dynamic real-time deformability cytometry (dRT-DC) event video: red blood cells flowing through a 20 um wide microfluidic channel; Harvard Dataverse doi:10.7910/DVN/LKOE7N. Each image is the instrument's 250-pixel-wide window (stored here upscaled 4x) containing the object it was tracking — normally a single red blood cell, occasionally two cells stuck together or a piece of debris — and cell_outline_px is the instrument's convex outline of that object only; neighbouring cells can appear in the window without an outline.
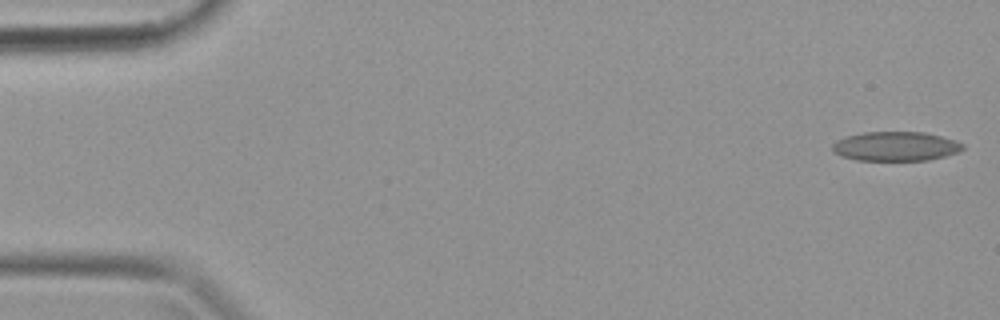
{"species": "common noctule bat (a hibernating species)", "species_latin": "Nyctalus noctula", "temperature_condition": "warm", "stored_images_in_passage": 40, "camera_frame_rate_fps": 3000, "um_per_image_px": 0.085, "animal": {"sex": "female", "body_mass_g": 19.9}, "frame": {"image": 1, "passage_image": 1, "time_ms": 0.0, "image_size_px": [1000, 320], "cell_outline_px": [[964, 148], [960, 152], [928, 160], [856, 160], [840, 156], [832, 152], [832, 144], [836, 140], [844, 136], [864, 132], [924, 132], [956, 140], [964, 144]], "centroid_in_image_um": [76.11, 12.43], "position_along_channel_um": 8.9, "area_um2": 22.48}}
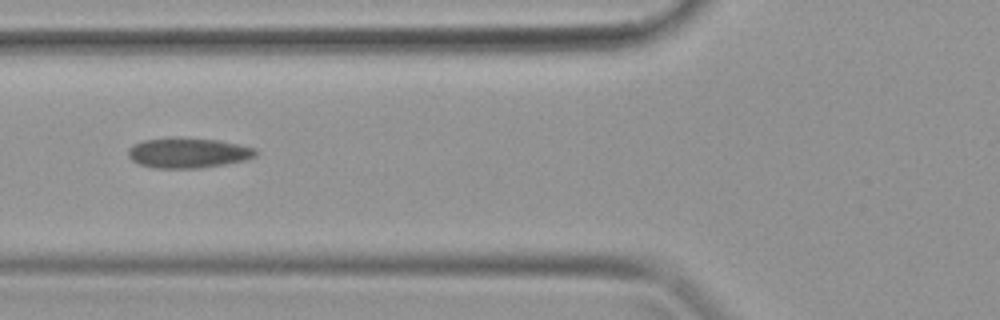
{"frame": {"image": 2, "passage_image": 15, "time_ms": 4.667, "image_size_px": [1000, 320], "cell_outline_px": [[256, 156], [248, 160], [200, 168], [152, 168], [140, 164], [132, 160], [128, 156], [128, 148], [132, 144], [144, 140], [168, 136], [172, 136], [220, 140], [256, 148]], "centroid_in_image_um": [15.97, 12.97], "position_along_channel_um": 109.8, "area_um2": 22.89}}
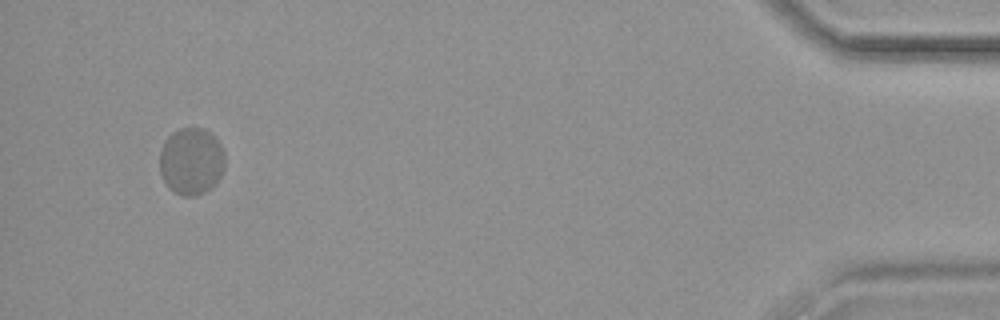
{"frame": {"image": 3, "passage_image": 38, "time_ms": 12.333, "image_size_px": [1000, 320], "cell_outline_px": [[224, 168], [220, 176], [204, 192], [196, 196], [184, 196], [172, 192], [168, 188], [160, 172], [160, 148], [164, 140], [172, 132], [180, 128], [204, 128], [220, 144], [224, 152]], "centroid_in_image_um": [16.22, 13.7], "position_along_channel_um": 419.0, "area_um2": 25.43}}